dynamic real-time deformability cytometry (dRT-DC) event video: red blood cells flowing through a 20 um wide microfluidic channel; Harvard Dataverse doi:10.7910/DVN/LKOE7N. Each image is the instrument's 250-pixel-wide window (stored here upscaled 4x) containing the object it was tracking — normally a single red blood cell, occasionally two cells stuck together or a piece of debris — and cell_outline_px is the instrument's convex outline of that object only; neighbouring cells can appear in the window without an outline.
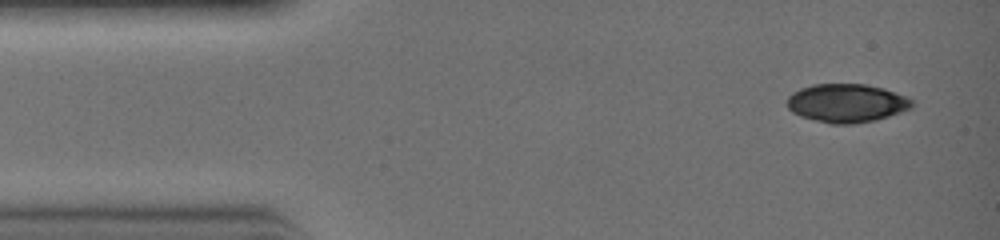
{"species": "common noctule bat (a hibernating species)", "species_latin": "Nyctalus noctula", "temperature_condition": "warm", "stored_images_in_passage": 3, "camera_frame_rate_fps": 3000, "um_per_image_px": 0.085, "animal": {"sex": "female", "body_mass_g": 19.0, "forearm_length_mm": 51.5}, "frame": {"image": 1, "passage_image": 1, "time_ms": 0.0, "image_size_px": [1000, 240], "cell_outline_px": [[912, 108], [876, 120], [852, 124], [832, 124], [800, 116], [792, 112], [788, 108], [788, 96], [792, 92], [800, 88], [812, 84], [864, 84], [884, 88], [904, 96], [912, 100]], "centroid_in_image_um": [71.94, 8.76], "position_along_channel_um": 13.1, "area_um2": 27.92}}